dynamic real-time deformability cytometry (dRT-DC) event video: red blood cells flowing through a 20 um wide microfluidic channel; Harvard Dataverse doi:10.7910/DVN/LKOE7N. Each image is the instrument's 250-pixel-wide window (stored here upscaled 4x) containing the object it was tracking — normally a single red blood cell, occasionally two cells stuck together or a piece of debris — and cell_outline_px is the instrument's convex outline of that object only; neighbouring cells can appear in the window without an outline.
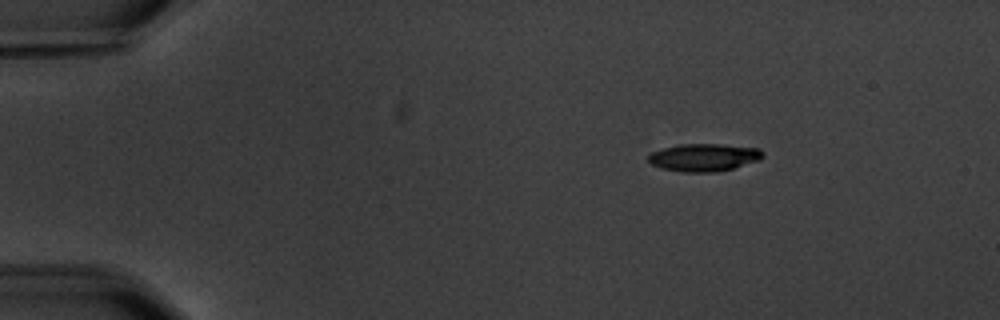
{"species": "common noctule bat (a hibernating species)", "species_latin": "Nyctalus noctula", "temperature_condition": "warm", "stored_images_in_passage": 3, "camera_frame_rate_fps": 3000, "um_per_image_px": 0.085, "animal": {"sex": "male", "body_mass_g": 20.1, "forearm_length_mm": 53.5}, "frame": {"image": 1, "passage_image": 1, "time_ms": 0.0, "image_size_px": [1000, 320], "cell_outline_px": [[764, 156], [760, 160], [732, 168], [716, 172], [684, 172], [660, 168], [652, 164], [648, 160], [648, 156], [652, 152], [664, 148], [680, 144], [720, 144], [760, 148], [764, 152]], "centroid_in_image_um": [59.86, 13.38], "position_along_channel_um": 25.1, "area_um2": 18.44}}